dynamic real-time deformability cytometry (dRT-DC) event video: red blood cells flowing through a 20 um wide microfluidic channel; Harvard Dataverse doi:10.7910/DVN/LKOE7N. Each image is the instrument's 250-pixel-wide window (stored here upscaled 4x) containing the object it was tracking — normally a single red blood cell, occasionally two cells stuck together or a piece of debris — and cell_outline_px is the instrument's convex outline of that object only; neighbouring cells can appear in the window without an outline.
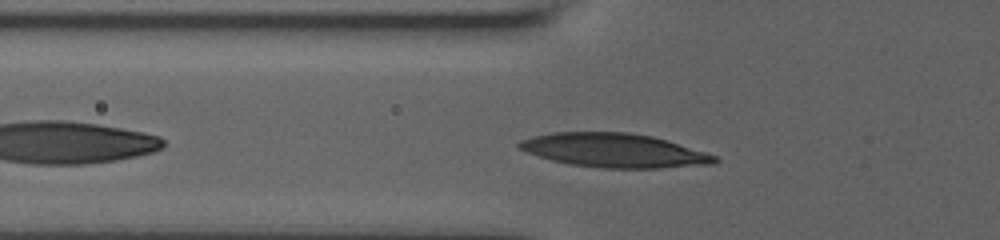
{"species": "human", "species_latin": "Homo sapiens", "temperature_condition": "room temperature", "stored_images_in_passage": 51, "camera_frame_rate_fps": 3000, "um_per_image_px": 0.085, "donor": {"sex": "male"}, "frame": {"image": 1, "passage_image": 5, "time_ms": 1.333, "image_size_px": [1000, 240], "cell_outline_px": [[720, 160], [712, 164], [660, 168], [604, 168], [568, 164], [552, 160], [528, 152], [520, 148], [516, 144], [520, 140], [532, 136], [552, 132], [628, 132], [652, 136], [704, 152], [716, 156]], "centroid_in_image_um": [52.17, 12.78], "position_along_channel_um": 73.6, "area_um2": 38.38}}
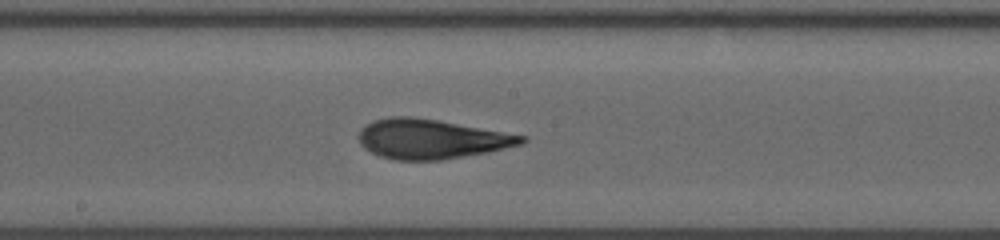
{"frame": {"image": 2, "passage_image": 23, "time_ms": 5.0, "image_size_px": [1000, 240], "cell_outline_px": [[528, 140], [524, 144], [488, 152], [440, 160], [396, 160], [380, 156], [364, 148], [360, 144], [360, 128], [364, 124], [372, 120], [388, 116], [408, 116], [436, 120], [528, 136]], "centroid_in_image_um": [36.66, 11.81], "position_along_channel_um": 211.5, "area_um2": 37.57}}
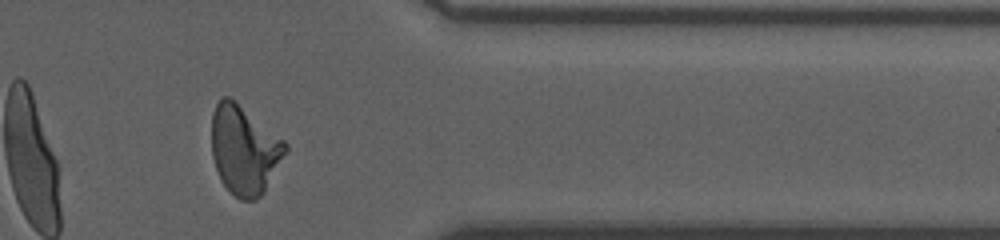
{"frame": {"image": 3, "passage_image": 46, "time_ms": 10.0, "image_size_px": [1000, 240], "cell_outline_px": [[288, 152], [264, 192], [256, 200], [240, 200], [220, 180], [212, 156], [212, 112], [220, 96], [228, 96], [284, 140], [288, 144]], "centroid_in_image_um": [20.77, 12.75], "position_along_channel_um": 390.6, "area_um2": 38.03}, "authors_computed_cell_mechanics": {"area_um2": 36.9342, "velocity_mm_per_s": 3.783, "shape_relaxation_time_tau1_ms": 5.6862, "shape_relaxation_time_tau2_ms": 1.3189, "deformation_change_tau1": 0.2205, "deformation_change_tau2": 0.099}}